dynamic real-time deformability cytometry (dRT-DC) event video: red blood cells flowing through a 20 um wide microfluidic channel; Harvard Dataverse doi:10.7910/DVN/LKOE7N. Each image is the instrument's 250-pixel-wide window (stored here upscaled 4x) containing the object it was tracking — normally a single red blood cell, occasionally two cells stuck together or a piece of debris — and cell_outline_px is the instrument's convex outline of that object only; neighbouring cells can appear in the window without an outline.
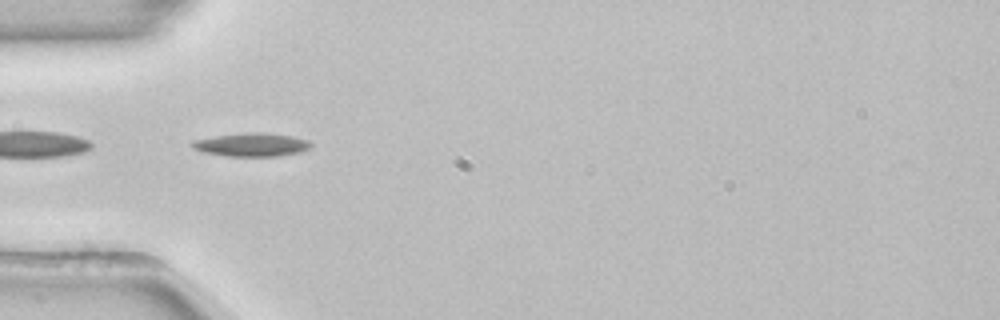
{"species": "common noctule bat (a hibernating species)", "species_latin": "Nyctalus noctula", "temperature_condition": "room temperature", "stored_images_in_passage": 53, "segment_of_instrument_passage": [2, 2], "camera_frame_rate_fps": 3000, "um_per_image_px": 0.085, "animal": {"sex": "female", "body_mass_g": 22.7, "forearm_length_mm": 54.2}, "frame": {"image": 1, "passage_image": 17, "time_ms": 5.333, "image_size_px": [1000, 320], "cell_outline_px": [[312, 144], [308, 148], [300, 152], [280, 156], [228, 156], [204, 152], [192, 148], [188, 144], [192, 140], [216, 136], [248, 132], [264, 132], [292, 136], [308, 140]], "centroid_in_image_um": [21.36, 12.29], "position_along_channel_um": 63.6, "area_um2": 16.24}}